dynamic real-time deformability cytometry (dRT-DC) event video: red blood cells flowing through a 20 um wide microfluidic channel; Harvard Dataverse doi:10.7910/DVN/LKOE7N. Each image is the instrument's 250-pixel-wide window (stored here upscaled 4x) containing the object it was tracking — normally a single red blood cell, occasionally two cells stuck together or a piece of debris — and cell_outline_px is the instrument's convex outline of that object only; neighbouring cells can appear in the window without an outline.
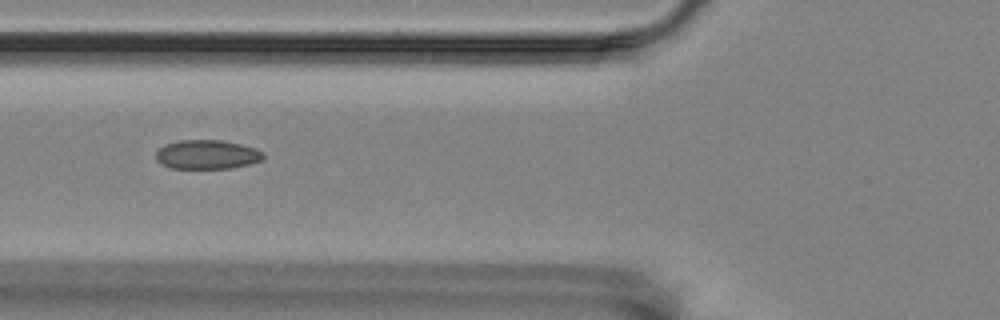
{"species": "Egyptian fruit bat (a non-hibernating species)", "species_latin": "Rousettus aegyptiacus", "temperature_condition": "room temperature", "stored_images_in_passage": 6, "camera_frame_rate_fps": 3000, "um_per_image_px": 0.085, "animal": {"sex": "female"}, "frame": {"image": 1, "passage_image": 6, "time_ms": 1.667, "image_size_px": [1000, 320], "cell_outline_px": [[264, 160], [248, 164], [228, 168], [168, 168], [160, 164], [156, 160], [156, 152], [164, 144], [180, 140], [220, 140], [240, 144], [256, 148], [264, 152]], "centroid_in_image_um": [17.59, 13.13], "position_along_channel_um": 108.2, "area_um2": 18.32}}